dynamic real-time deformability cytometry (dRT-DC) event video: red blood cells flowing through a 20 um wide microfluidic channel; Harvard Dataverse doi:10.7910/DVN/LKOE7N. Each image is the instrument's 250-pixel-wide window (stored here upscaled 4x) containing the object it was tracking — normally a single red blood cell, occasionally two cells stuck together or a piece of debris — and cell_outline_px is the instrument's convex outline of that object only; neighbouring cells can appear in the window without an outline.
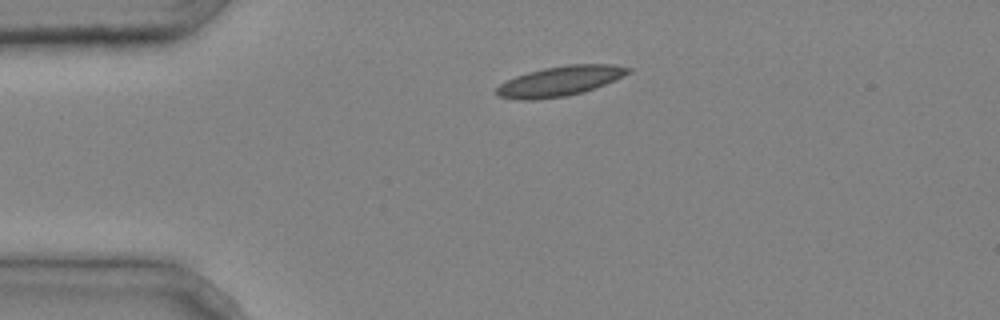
{"species": "common noctule bat (a hibernating species)", "species_latin": "Nyctalus noctula", "temperature_condition": "cold", "stored_images_in_passage": 3, "camera_frame_rate_fps": 3000, "um_per_image_px": 0.085, "animal": {"sex": "male", "body_mass_g": 20.4}, "frame": {"image": 1, "passage_image": 1, "time_ms": 0.0, "image_size_px": [1000, 320], "cell_outline_px": [[632, 72], [604, 84], [584, 92], [568, 96], [536, 100], [516, 100], [496, 96], [496, 88], [500, 84], [516, 76], [528, 72], [544, 68], [568, 64], [616, 64], [632, 68]], "centroid_in_image_um": [47.59, 6.9], "position_along_channel_um": 37.4, "area_um2": 23.12}}